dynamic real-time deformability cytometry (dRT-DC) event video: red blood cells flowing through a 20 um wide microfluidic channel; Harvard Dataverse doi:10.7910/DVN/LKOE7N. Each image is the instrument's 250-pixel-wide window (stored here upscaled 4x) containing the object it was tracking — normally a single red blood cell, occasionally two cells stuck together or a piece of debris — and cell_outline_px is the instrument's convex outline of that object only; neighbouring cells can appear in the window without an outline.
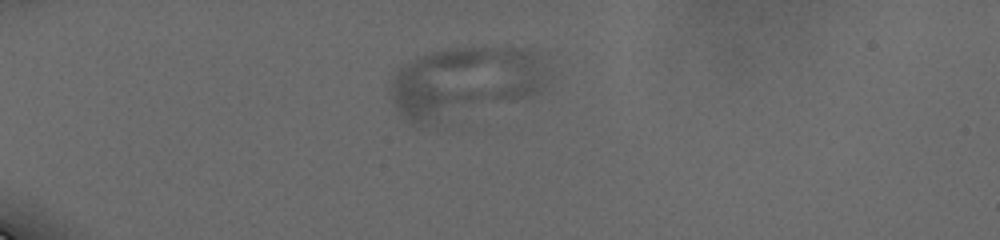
{"species": "human", "species_latin": "Homo sapiens", "temperature_condition": "cold", "stored_images_in_passage": 16, "camera_frame_rate_fps": 3000, "um_per_image_px": 0.085, "donor": {"sex": "male"}, "frame": {"image": 1, "passage_image": 2, "time_ms": 0.333, "image_size_px": [1000, 240], "cell_outline_px": [[544, 80], [540, 88], [536, 92], [528, 96], [420, 124], [412, 124], [400, 116], [392, 104], [388, 88], [388, 84], [396, 64], [416, 56], [448, 48], [524, 48], [536, 52], [540, 56]], "centroid_in_image_um": [39.3, 6.91], "position_along_channel_um": 45.7, "area_um2": 63.81}}